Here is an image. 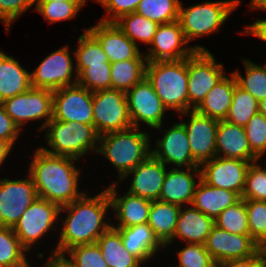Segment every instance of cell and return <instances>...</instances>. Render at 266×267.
<instances>
[{
  "mask_svg": "<svg viewBox=\"0 0 266 267\" xmlns=\"http://www.w3.org/2000/svg\"><path fill=\"white\" fill-rule=\"evenodd\" d=\"M86 192L79 199L60 207L61 218L59 241L50 256L64 255L69 249L96 243L97 239L112 227V222L106 219L109 208L112 209L110 196L106 189L97 195L88 196Z\"/></svg>",
  "mask_w": 266,
  "mask_h": 267,
  "instance_id": "cell-1",
  "label": "cell"
},
{
  "mask_svg": "<svg viewBox=\"0 0 266 267\" xmlns=\"http://www.w3.org/2000/svg\"><path fill=\"white\" fill-rule=\"evenodd\" d=\"M79 160L51 155L40 147L35 148L27 173L31 176L38 197L58 204L67 205L85 192L80 191L79 182L81 173L75 162Z\"/></svg>",
  "mask_w": 266,
  "mask_h": 267,
  "instance_id": "cell-2",
  "label": "cell"
},
{
  "mask_svg": "<svg viewBox=\"0 0 266 267\" xmlns=\"http://www.w3.org/2000/svg\"><path fill=\"white\" fill-rule=\"evenodd\" d=\"M151 133L141 128L111 132L99 136L96 154H100L114 166L119 182L128 172L151 155Z\"/></svg>",
  "mask_w": 266,
  "mask_h": 267,
  "instance_id": "cell-3",
  "label": "cell"
},
{
  "mask_svg": "<svg viewBox=\"0 0 266 267\" xmlns=\"http://www.w3.org/2000/svg\"><path fill=\"white\" fill-rule=\"evenodd\" d=\"M145 77L168 110L188 111L187 58L177 61H147Z\"/></svg>",
  "mask_w": 266,
  "mask_h": 267,
  "instance_id": "cell-4",
  "label": "cell"
},
{
  "mask_svg": "<svg viewBox=\"0 0 266 267\" xmlns=\"http://www.w3.org/2000/svg\"><path fill=\"white\" fill-rule=\"evenodd\" d=\"M43 131L49 148H40L51 155L81 160L90 151L97 152L99 135L94 125L52 119Z\"/></svg>",
  "mask_w": 266,
  "mask_h": 267,
  "instance_id": "cell-5",
  "label": "cell"
},
{
  "mask_svg": "<svg viewBox=\"0 0 266 267\" xmlns=\"http://www.w3.org/2000/svg\"><path fill=\"white\" fill-rule=\"evenodd\" d=\"M240 5V0H219L204 1L184 8L180 1L178 21L187 42L220 31Z\"/></svg>",
  "mask_w": 266,
  "mask_h": 267,
  "instance_id": "cell-6",
  "label": "cell"
},
{
  "mask_svg": "<svg viewBox=\"0 0 266 267\" xmlns=\"http://www.w3.org/2000/svg\"><path fill=\"white\" fill-rule=\"evenodd\" d=\"M7 115L22 131L30 121L44 119L42 125L37 128L43 132L45 126L52 120L53 116V90L31 88L12 98L1 102Z\"/></svg>",
  "mask_w": 266,
  "mask_h": 267,
  "instance_id": "cell-7",
  "label": "cell"
},
{
  "mask_svg": "<svg viewBox=\"0 0 266 267\" xmlns=\"http://www.w3.org/2000/svg\"><path fill=\"white\" fill-rule=\"evenodd\" d=\"M59 212L58 204L37 197L21 215L13 231L27 251L32 250L33 246L53 228L55 231V224L59 223L61 218Z\"/></svg>",
  "mask_w": 266,
  "mask_h": 267,
  "instance_id": "cell-8",
  "label": "cell"
},
{
  "mask_svg": "<svg viewBox=\"0 0 266 267\" xmlns=\"http://www.w3.org/2000/svg\"><path fill=\"white\" fill-rule=\"evenodd\" d=\"M224 64L208 51H195L187 58L188 111L195 110L207 93L225 76Z\"/></svg>",
  "mask_w": 266,
  "mask_h": 267,
  "instance_id": "cell-9",
  "label": "cell"
},
{
  "mask_svg": "<svg viewBox=\"0 0 266 267\" xmlns=\"http://www.w3.org/2000/svg\"><path fill=\"white\" fill-rule=\"evenodd\" d=\"M72 49L69 45H65L49 53L31 72L32 88L54 91L77 84L74 55H71L74 52Z\"/></svg>",
  "mask_w": 266,
  "mask_h": 267,
  "instance_id": "cell-10",
  "label": "cell"
},
{
  "mask_svg": "<svg viewBox=\"0 0 266 267\" xmlns=\"http://www.w3.org/2000/svg\"><path fill=\"white\" fill-rule=\"evenodd\" d=\"M93 125L99 136L133 127L125 92L113 88L93 92Z\"/></svg>",
  "mask_w": 266,
  "mask_h": 267,
  "instance_id": "cell-11",
  "label": "cell"
},
{
  "mask_svg": "<svg viewBox=\"0 0 266 267\" xmlns=\"http://www.w3.org/2000/svg\"><path fill=\"white\" fill-rule=\"evenodd\" d=\"M150 45L144 53L150 62L177 61L190 57L195 51H208L202 45L189 46L178 20L159 24Z\"/></svg>",
  "mask_w": 266,
  "mask_h": 267,
  "instance_id": "cell-12",
  "label": "cell"
},
{
  "mask_svg": "<svg viewBox=\"0 0 266 267\" xmlns=\"http://www.w3.org/2000/svg\"><path fill=\"white\" fill-rule=\"evenodd\" d=\"M128 113L133 127L150 129L163 125L164 115L168 109L157 96L151 83L144 77L125 93Z\"/></svg>",
  "mask_w": 266,
  "mask_h": 267,
  "instance_id": "cell-13",
  "label": "cell"
},
{
  "mask_svg": "<svg viewBox=\"0 0 266 267\" xmlns=\"http://www.w3.org/2000/svg\"><path fill=\"white\" fill-rule=\"evenodd\" d=\"M38 197L31 176L27 178H0V226L14 227L21 215Z\"/></svg>",
  "mask_w": 266,
  "mask_h": 267,
  "instance_id": "cell-14",
  "label": "cell"
},
{
  "mask_svg": "<svg viewBox=\"0 0 266 267\" xmlns=\"http://www.w3.org/2000/svg\"><path fill=\"white\" fill-rule=\"evenodd\" d=\"M52 119L93 125V93L79 84L54 90Z\"/></svg>",
  "mask_w": 266,
  "mask_h": 267,
  "instance_id": "cell-15",
  "label": "cell"
},
{
  "mask_svg": "<svg viewBox=\"0 0 266 267\" xmlns=\"http://www.w3.org/2000/svg\"><path fill=\"white\" fill-rule=\"evenodd\" d=\"M171 125L164 130V125L155 128L163 137L156 138V147L151 149V155L166 166L171 164L172 168H200L193 160L184 125L181 122Z\"/></svg>",
  "mask_w": 266,
  "mask_h": 267,
  "instance_id": "cell-16",
  "label": "cell"
},
{
  "mask_svg": "<svg viewBox=\"0 0 266 267\" xmlns=\"http://www.w3.org/2000/svg\"><path fill=\"white\" fill-rule=\"evenodd\" d=\"M189 114V115H188ZM185 115L189 121L181 122L186 130L193 160L201 166L204 162L216 157V140L219 120L190 110L179 114V119Z\"/></svg>",
  "mask_w": 266,
  "mask_h": 267,
  "instance_id": "cell-17",
  "label": "cell"
},
{
  "mask_svg": "<svg viewBox=\"0 0 266 267\" xmlns=\"http://www.w3.org/2000/svg\"><path fill=\"white\" fill-rule=\"evenodd\" d=\"M251 162L216 156L201 166V179L210 186L243 194Z\"/></svg>",
  "mask_w": 266,
  "mask_h": 267,
  "instance_id": "cell-18",
  "label": "cell"
},
{
  "mask_svg": "<svg viewBox=\"0 0 266 267\" xmlns=\"http://www.w3.org/2000/svg\"><path fill=\"white\" fill-rule=\"evenodd\" d=\"M205 248L218 264L249 257L260 249V245L250 235L230 233L215 225L208 235Z\"/></svg>",
  "mask_w": 266,
  "mask_h": 267,
  "instance_id": "cell-19",
  "label": "cell"
},
{
  "mask_svg": "<svg viewBox=\"0 0 266 267\" xmlns=\"http://www.w3.org/2000/svg\"><path fill=\"white\" fill-rule=\"evenodd\" d=\"M87 31L99 42L110 63L130 59H146L144 52L114 22L98 21Z\"/></svg>",
  "mask_w": 266,
  "mask_h": 267,
  "instance_id": "cell-20",
  "label": "cell"
},
{
  "mask_svg": "<svg viewBox=\"0 0 266 267\" xmlns=\"http://www.w3.org/2000/svg\"><path fill=\"white\" fill-rule=\"evenodd\" d=\"M163 162L150 155L138 166L128 172L119 182L122 183L132 177L127 192L146 198L151 201L159 200L161 188L167 174V168Z\"/></svg>",
  "mask_w": 266,
  "mask_h": 267,
  "instance_id": "cell-21",
  "label": "cell"
},
{
  "mask_svg": "<svg viewBox=\"0 0 266 267\" xmlns=\"http://www.w3.org/2000/svg\"><path fill=\"white\" fill-rule=\"evenodd\" d=\"M117 185V182H113L106 187L111 200V210L115 212L116 218V223L114 222L112 227L122 228L147 223L152 201L127 191L121 196L117 192Z\"/></svg>",
  "mask_w": 266,
  "mask_h": 267,
  "instance_id": "cell-22",
  "label": "cell"
},
{
  "mask_svg": "<svg viewBox=\"0 0 266 267\" xmlns=\"http://www.w3.org/2000/svg\"><path fill=\"white\" fill-rule=\"evenodd\" d=\"M200 179V168H168L159 200L180 207L191 205Z\"/></svg>",
  "mask_w": 266,
  "mask_h": 267,
  "instance_id": "cell-23",
  "label": "cell"
},
{
  "mask_svg": "<svg viewBox=\"0 0 266 267\" xmlns=\"http://www.w3.org/2000/svg\"><path fill=\"white\" fill-rule=\"evenodd\" d=\"M189 207V208H188ZM215 226V220L206 216L192 204L182 206L179 212L177 227L173 239L165 246L173 244L176 238L183 243L205 245L208 235Z\"/></svg>",
  "mask_w": 266,
  "mask_h": 267,
  "instance_id": "cell-24",
  "label": "cell"
},
{
  "mask_svg": "<svg viewBox=\"0 0 266 267\" xmlns=\"http://www.w3.org/2000/svg\"><path fill=\"white\" fill-rule=\"evenodd\" d=\"M216 156L256 162L258 157L251 151L244 127L219 120L216 140Z\"/></svg>",
  "mask_w": 266,
  "mask_h": 267,
  "instance_id": "cell-25",
  "label": "cell"
},
{
  "mask_svg": "<svg viewBox=\"0 0 266 267\" xmlns=\"http://www.w3.org/2000/svg\"><path fill=\"white\" fill-rule=\"evenodd\" d=\"M115 229L120 232L123 245L128 252L136 256L144 265L155 255L157 257V252L165 249L147 223Z\"/></svg>",
  "mask_w": 266,
  "mask_h": 267,
  "instance_id": "cell-26",
  "label": "cell"
},
{
  "mask_svg": "<svg viewBox=\"0 0 266 267\" xmlns=\"http://www.w3.org/2000/svg\"><path fill=\"white\" fill-rule=\"evenodd\" d=\"M240 200L241 196L238 193L210 186L200 179L195 189L192 205L215 220L222 211Z\"/></svg>",
  "mask_w": 266,
  "mask_h": 267,
  "instance_id": "cell-27",
  "label": "cell"
},
{
  "mask_svg": "<svg viewBox=\"0 0 266 267\" xmlns=\"http://www.w3.org/2000/svg\"><path fill=\"white\" fill-rule=\"evenodd\" d=\"M0 50V103L32 88L31 72Z\"/></svg>",
  "mask_w": 266,
  "mask_h": 267,
  "instance_id": "cell-28",
  "label": "cell"
},
{
  "mask_svg": "<svg viewBox=\"0 0 266 267\" xmlns=\"http://www.w3.org/2000/svg\"><path fill=\"white\" fill-rule=\"evenodd\" d=\"M237 84L233 73L225 75L205 96L202 103L195 109L199 114L225 120L228 115L235 85Z\"/></svg>",
  "mask_w": 266,
  "mask_h": 267,
  "instance_id": "cell-29",
  "label": "cell"
},
{
  "mask_svg": "<svg viewBox=\"0 0 266 267\" xmlns=\"http://www.w3.org/2000/svg\"><path fill=\"white\" fill-rule=\"evenodd\" d=\"M180 209L178 205L161 200L151 203L147 224L164 247L173 239Z\"/></svg>",
  "mask_w": 266,
  "mask_h": 267,
  "instance_id": "cell-30",
  "label": "cell"
},
{
  "mask_svg": "<svg viewBox=\"0 0 266 267\" xmlns=\"http://www.w3.org/2000/svg\"><path fill=\"white\" fill-rule=\"evenodd\" d=\"M102 257L109 267H143V263L124 247L120 232L111 227L97 242Z\"/></svg>",
  "mask_w": 266,
  "mask_h": 267,
  "instance_id": "cell-31",
  "label": "cell"
},
{
  "mask_svg": "<svg viewBox=\"0 0 266 267\" xmlns=\"http://www.w3.org/2000/svg\"><path fill=\"white\" fill-rule=\"evenodd\" d=\"M114 23L137 46L138 42L150 46L159 26L157 22L136 12L122 15Z\"/></svg>",
  "mask_w": 266,
  "mask_h": 267,
  "instance_id": "cell-32",
  "label": "cell"
},
{
  "mask_svg": "<svg viewBox=\"0 0 266 267\" xmlns=\"http://www.w3.org/2000/svg\"><path fill=\"white\" fill-rule=\"evenodd\" d=\"M146 59H130L111 63L112 88L129 91L145 77Z\"/></svg>",
  "mask_w": 266,
  "mask_h": 267,
  "instance_id": "cell-33",
  "label": "cell"
},
{
  "mask_svg": "<svg viewBox=\"0 0 266 267\" xmlns=\"http://www.w3.org/2000/svg\"><path fill=\"white\" fill-rule=\"evenodd\" d=\"M80 34L75 47L74 60L77 75L90 65H103L109 62L108 56L103 51L99 42L87 31V27Z\"/></svg>",
  "mask_w": 266,
  "mask_h": 267,
  "instance_id": "cell-34",
  "label": "cell"
},
{
  "mask_svg": "<svg viewBox=\"0 0 266 267\" xmlns=\"http://www.w3.org/2000/svg\"><path fill=\"white\" fill-rule=\"evenodd\" d=\"M241 61L244 64L246 77L238 69L233 71L237 85L260 102L266 98V63L260 65L246 58H242Z\"/></svg>",
  "mask_w": 266,
  "mask_h": 267,
  "instance_id": "cell-35",
  "label": "cell"
},
{
  "mask_svg": "<svg viewBox=\"0 0 266 267\" xmlns=\"http://www.w3.org/2000/svg\"><path fill=\"white\" fill-rule=\"evenodd\" d=\"M258 112L259 102L249 92L236 84L232 103L225 121L245 127L248 121Z\"/></svg>",
  "mask_w": 266,
  "mask_h": 267,
  "instance_id": "cell-36",
  "label": "cell"
},
{
  "mask_svg": "<svg viewBox=\"0 0 266 267\" xmlns=\"http://www.w3.org/2000/svg\"><path fill=\"white\" fill-rule=\"evenodd\" d=\"M27 253L13 228L0 226V267H19L25 264L28 261Z\"/></svg>",
  "mask_w": 266,
  "mask_h": 267,
  "instance_id": "cell-37",
  "label": "cell"
},
{
  "mask_svg": "<svg viewBox=\"0 0 266 267\" xmlns=\"http://www.w3.org/2000/svg\"><path fill=\"white\" fill-rule=\"evenodd\" d=\"M87 1H35V11L48 23L75 19Z\"/></svg>",
  "mask_w": 266,
  "mask_h": 267,
  "instance_id": "cell-38",
  "label": "cell"
},
{
  "mask_svg": "<svg viewBox=\"0 0 266 267\" xmlns=\"http://www.w3.org/2000/svg\"><path fill=\"white\" fill-rule=\"evenodd\" d=\"M180 0H141L136 13L158 24L178 20Z\"/></svg>",
  "mask_w": 266,
  "mask_h": 267,
  "instance_id": "cell-39",
  "label": "cell"
},
{
  "mask_svg": "<svg viewBox=\"0 0 266 267\" xmlns=\"http://www.w3.org/2000/svg\"><path fill=\"white\" fill-rule=\"evenodd\" d=\"M215 225L230 233L249 235L245 200L226 208L215 219Z\"/></svg>",
  "mask_w": 266,
  "mask_h": 267,
  "instance_id": "cell-40",
  "label": "cell"
},
{
  "mask_svg": "<svg viewBox=\"0 0 266 267\" xmlns=\"http://www.w3.org/2000/svg\"><path fill=\"white\" fill-rule=\"evenodd\" d=\"M111 63L90 65L77 75V84L93 92L111 89Z\"/></svg>",
  "mask_w": 266,
  "mask_h": 267,
  "instance_id": "cell-41",
  "label": "cell"
},
{
  "mask_svg": "<svg viewBox=\"0 0 266 267\" xmlns=\"http://www.w3.org/2000/svg\"><path fill=\"white\" fill-rule=\"evenodd\" d=\"M63 256L74 267H109L97 243L73 247Z\"/></svg>",
  "mask_w": 266,
  "mask_h": 267,
  "instance_id": "cell-42",
  "label": "cell"
},
{
  "mask_svg": "<svg viewBox=\"0 0 266 267\" xmlns=\"http://www.w3.org/2000/svg\"><path fill=\"white\" fill-rule=\"evenodd\" d=\"M249 235L260 245L266 244V201L245 200Z\"/></svg>",
  "mask_w": 266,
  "mask_h": 267,
  "instance_id": "cell-43",
  "label": "cell"
},
{
  "mask_svg": "<svg viewBox=\"0 0 266 267\" xmlns=\"http://www.w3.org/2000/svg\"><path fill=\"white\" fill-rule=\"evenodd\" d=\"M241 199L266 201V169L259 161L249 165Z\"/></svg>",
  "mask_w": 266,
  "mask_h": 267,
  "instance_id": "cell-44",
  "label": "cell"
},
{
  "mask_svg": "<svg viewBox=\"0 0 266 267\" xmlns=\"http://www.w3.org/2000/svg\"><path fill=\"white\" fill-rule=\"evenodd\" d=\"M183 247L177 250V265L174 267H216L205 245L187 243Z\"/></svg>",
  "mask_w": 266,
  "mask_h": 267,
  "instance_id": "cell-45",
  "label": "cell"
},
{
  "mask_svg": "<svg viewBox=\"0 0 266 267\" xmlns=\"http://www.w3.org/2000/svg\"><path fill=\"white\" fill-rule=\"evenodd\" d=\"M251 151L259 157L266 151V117L255 114L244 127Z\"/></svg>",
  "mask_w": 266,
  "mask_h": 267,
  "instance_id": "cell-46",
  "label": "cell"
},
{
  "mask_svg": "<svg viewBox=\"0 0 266 267\" xmlns=\"http://www.w3.org/2000/svg\"><path fill=\"white\" fill-rule=\"evenodd\" d=\"M35 7V0H0V21L9 33L12 23L29 9Z\"/></svg>",
  "mask_w": 266,
  "mask_h": 267,
  "instance_id": "cell-47",
  "label": "cell"
},
{
  "mask_svg": "<svg viewBox=\"0 0 266 267\" xmlns=\"http://www.w3.org/2000/svg\"><path fill=\"white\" fill-rule=\"evenodd\" d=\"M104 7L106 13L99 21L114 22L120 16L136 11L141 0H94ZM106 15V16H105Z\"/></svg>",
  "mask_w": 266,
  "mask_h": 267,
  "instance_id": "cell-48",
  "label": "cell"
},
{
  "mask_svg": "<svg viewBox=\"0 0 266 267\" xmlns=\"http://www.w3.org/2000/svg\"><path fill=\"white\" fill-rule=\"evenodd\" d=\"M20 134H22L21 130L7 115L4 107L0 103V139L7 141L13 147Z\"/></svg>",
  "mask_w": 266,
  "mask_h": 267,
  "instance_id": "cell-49",
  "label": "cell"
},
{
  "mask_svg": "<svg viewBox=\"0 0 266 267\" xmlns=\"http://www.w3.org/2000/svg\"><path fill=\"white\" fill-rule=\"evenodd\" d=\"M216 267H264L263 254L261 249H259L249 257L221 262L216 264Z\"/></svg>",
  "mask_w": 266,
  "mask_h": 267,
  "instance_id": "cell-50",
  "label": "cell"
},
{
  "mask_svg": "<svg viewBox=\"0 0 266 267\" xmlns=\"http://www.w3.org/2000/svg\"><path fill=\"white\" fill-rule=\"evenodd\" d=\"M240 34L252 35L259 38L263 42H266V19L258 18L249 25H245L244 30L239 32Z\"/></svg>",
  "mask_w": 266,
  "mask_h": 267,
  "instance_id": "cell-51",
  "label": "cell"
},
{
  "mask_svg": "<svg viewBox=\"0 0 266 267\" xmlns=\"http://www.w3.org/2000/svg\"><path fill=\"white\" fill-rule=\"evenodd\" d=\"M47 258L42 267H74L62 255H54Z\"/></svg>",
  "mask_w": 266,
  "mask_h": 267,
  "instance_id": "cell-52",
  "label": "cell"
},
{
  "mask_svg": "<svg viewBox=\"0 0 266 267\" xmlns=\"http://www.w3.org/2000/svg\"><path fill=\"white\" fill-rule=\"evenodd\" d=\"M12 146L2 139H0V166L5 163L7 157L10 155V152L12 151Z\"/></svg>",
  "mask_w": 266,
  "mask_h": 267,
  "instance_id": "cell-53",
  "label": "cell"
},
{
  "mask_svg": "<svg viewBox=\"0 0 266 267\" xmlns=\"http://www.w3.org/2000/svg\"><path fill=\"white\" fill-rule=\"evenodd\" d=\"M248 7L252 10L266 11V0H251Z\"/></svg>",
  "mask_w": 266,
  "mask_h": 267,
  "instance_id": "cell-54",
  "label": "cell"
},
{
  "mask_svg": "<svg viewBox=\"0 0 266 267\" xmlns=\"http://www.w3.org/2000/svg\"><path fill=\"white\" fill-rule=\"evenodd\" d=\"M259 113L266 117V98L259 102Z\"/></svg>",
  "mask_w": 266,
  "mask_h": 267,
  "instance_id": "cell-55",
  "label": "cell"
},
{
  "mask_svg": "<svg viewBox=\"0 0 266 267\" xmlns=\"http://www.w3.org/2000/svg\"><path fill=\"white\" fill-rule=\"evenodd\" d=\"M262 254H263V262H264V267H266V244L262 245L260 247Z\"/></svg>",
  "mask_w": 266,
  "mask_h": 267,
  "instance_id": "cell-56",
  "label": "cell"
},
{
  "mask_svg": "<svg viewBox=\"0 0 266 267\" xmlns=\"http://www.w3.org/2000/svg\"><path fill=\"white\" fill-rule=\"evenodd\" d=\"M35 1H88V0H35Z\"/></svg>",
  "mask_w": 266,
  "mask_h": 267,
  "instance_id": "cell-57",
  "label": "cell"
},
{
  "mask_svg": "<svg viewBox=\"0 0 266 267\" xmlns=\"http://www.w3.org/2000/svg\"><path fill=\"white\" fill-rule=\"evenodd\" d=\"M19 267H32L30 264V261H27L25 264L19 266Z\"/></svg>",
  "mask_w": 266,
  "mask_h": 267,
  "instance_id": "cell-58",
  "label": "cell"
},
{
  "mask_svg": "<svg viewBox=\"0 0 266 267\" xmlns=\"http://www.w3.org/2000/svg\"><path fill=\"white\" fill-rule=\"evenodd\" d=\"M266 155V151H264L259 157L257 161H261V158ZM266 169V166L264 167Z\"/></svg>",
  "mask_w": 266,
  "mask_h": 267,
  "instance_id": "cell-59",
  "label": "cell"
}]
</instances>
